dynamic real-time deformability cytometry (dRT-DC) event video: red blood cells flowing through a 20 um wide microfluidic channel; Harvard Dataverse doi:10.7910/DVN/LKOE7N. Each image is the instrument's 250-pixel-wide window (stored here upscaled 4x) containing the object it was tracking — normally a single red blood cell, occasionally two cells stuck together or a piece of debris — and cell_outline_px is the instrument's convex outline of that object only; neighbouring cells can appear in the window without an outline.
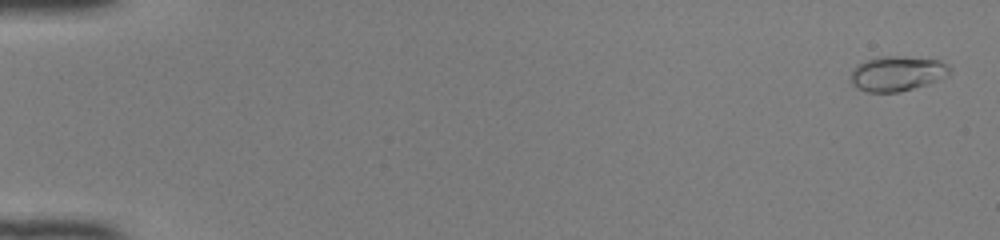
{"species": "common noctule bat (a hibernating species)", "species_latin": "Nyctalus noctula", "temperature_condition": "room temperature", "stored_images_in_passage": 15, "camera_frame_rate_fps": 3000, "um_per_image_px": 0.085, "animal": {"sex": "female", "body_mass_g": 22.0, "forearm_length_mm": 56.7}, "frame": {"image": 1, "passage_image": 1, "time_ms": 0.0, "image_size_px": [1000, 240], "cell_outline_px": [[952, 72], [948, 76], [928, 84], [900, 92], [868, 92], [856, 88], [852, 84], [848, 76], [852, 68], [856, 64], [864, 60], [876, 56], [904, 56], [940, 60], [952, 68]], "centroid_in_image_um": [76.22, 6.24], "position_along_channel_um": 8.8, "area_um2": 20.81}}